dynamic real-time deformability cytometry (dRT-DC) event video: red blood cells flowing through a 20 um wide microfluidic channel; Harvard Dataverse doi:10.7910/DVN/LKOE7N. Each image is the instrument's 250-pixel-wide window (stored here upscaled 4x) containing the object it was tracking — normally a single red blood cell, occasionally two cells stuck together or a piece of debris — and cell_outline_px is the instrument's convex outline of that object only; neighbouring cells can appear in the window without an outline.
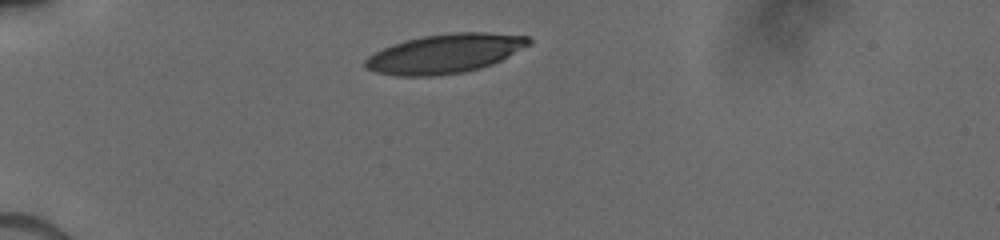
{"species": "human", "species_latin": "Homo sapiens", "temperature_condition": "cold", "stored_images_in_passage": 2, "camera_frame_rate_fps": 3000, "um_per_image_px": 0.085, "donor": {"sex": "male"}, "frame": {"image": 1, "passage_image": 1, "time_ms": 0.0, "image_size_px": [1000, 240], "cell_outline_px": [[532, 44], [492, 64], [480, 68], [464, 72], [432, 76], [396, 76], [376, 72], [364, 68], [364, 60], [368, 56], [392, 44], [424, 36], [452, 32], [488, 32], [528, 36], [532, 40]], "centroid_in_image_um": [37.83, 4.55], "position_along_channel_um": 47.2, "area_um2": 37.34}}